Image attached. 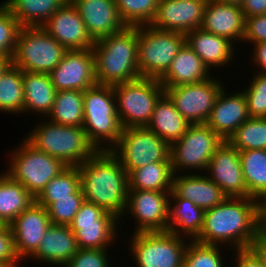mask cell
<instances>
[{
    "label": "cell",
    "mask_w": 266,
    "mask_h": 267,
    "mask_svg": "<svg viewBox=\"0 0 266 267\" xmlns=\"http://www.w3.org/2000/svg\"><path fill=\"white\" fill-rule=\"evenodd\" d=\"M195 240L207 245H229L233 253L253 248L259 240L257 200L227 197L219 205L205 210L204 224Z\"/></svg>",
    "instance_id": "6da1fadb"
},
{
    "label": "cell",
    "mask_w": 266,
    "mask_h": 267,
    "mask_svg": "<svg viewBox=\"0 0 266 267\" xmlns=\"http://www.w3.org/2000/svg\"><path fill=\"white\" fill-rule=\"evenodd\" d=\"M84 200L118 219L123 217L128 196V173L110 150L96 151L78 165Z\"/></svg>",
    "instance_id": "7a4b0ae2"
},
{
    "label": "cell",
    "mask_w": 266,
    "mask_h": 267,
    "mask_svg": "<svg viewBox=\"0 0 266 267\" xmlns=\"http://www.w3.org/2000/svg\"><path fill=\"white\" fill-rule=\"evenodd\" d=\"M92 51L97 84L113 86L140 78L138 27L126 26L118 33L96 40Z\"/></svg>",
    "instance_id": "3957f363"
},
{
    "label": "cell",
    "mask_w": 266,
    "mask_h": 267,
    "mask_svg": "<svg viewBox=\"0 0 266 267\" xmlns=\"http://www.w3.org/2000/svg\"><path fill=\"white\" fill-rule=\"evenodd\" d=\"M83 128L97 151L111 150L122 132L112 86L96 84L84 91ZM107 143V144H106ZM107 145V146H106Z\"/></svg>",
    "instance_id": "277c9868"
},
{
    "label": "cell",
    "mask_w": 266,
    "mask_h": 267,
    "mask_svg": "<svg viewBox=\"0 0 266 267\" xmlns=\"http://www.w3.org/2000/svg\"><path fill=\"white\" fill-rule=\"evenodd\" d=\"M25 140L39 151L61 160L66 166H78L97 150L89 142L83 127L43 121L35 125Z\"/></svg>",
    "instance_id": "5b68a950"
},
{
    "label": "cell",
    "mask_w": 266,
    "mask_h": 267,
    "mask_svg": "<svg viewBox=\"0 0 266 267\" xmlns=\"http://www.w3.org/2000/svg\"><path fill=\"white\" fill-rule=\"evenodd\" d=\"M112 88L117 115L123 129L146 127L151 121L157 101L165 93L157 78L147 77L115 84Z\"/></svg>",
    "instance_id": "8992f818"
},
{
    "label": "cell",
    "mask_w": 266,
    "mask_h": 267,
    "mask_svg": "<svg viewBox=\"0 0 266 267\" xmlns=\"http://www.w3.org/2000/svg\"><path fill=\"white\" fill-rule=\"evenodd\" d=\"M9 155L11 162L8 169L3 172L24 186L35 198L67 167L61 160L37 150L25 139L20 147H16Z\"/></svg>",
    "instance_id": "52a82bcc"
},
{
    "label": "cell",
    "mask_w": 266,
    "mask_h": 267,
    "mask_svg": "<svg viewBox=\"0 0 266 267\" xmlns=\"http://www.w3.org/2000/svg\"><path fill=\"white\" fill-rule=\"evenodd\" d=\"M67 51L43 27H21L11 61L22 71L49 74Z\"/></svg>",
    "instance_id": "ba28073f"
},
{
    "label": "cell",
    "mask_w": 266,
    "mask_h": 267,
    "mask_svg": "<svg viewBox=\"0 0 266 267\" xmlns=\"http://www.w3.org/2000/svg\"><path fill=\"white\" fill-rule=\"evenodd\" d=\"M185 43V35L138 26V69L140 77L159 79Z\"/></svg>",
    "instance_id": "9c48e42d"
},
{
    "label": "cell",
    "mask_w": 266,
    "mask_h": 267,
    "mask_svg": "<svg viewBox=\"0 0 266 267\" xmlns=\"http://www.w3.org/2000/svg\"><path fill=\"white\" fill-rule=\"evenodd\" d=\"M129 174L154 162H171L170 145L147 127L122 129L117 144L110 150Z\"/></svg>",
    "instance_id": "30bf717a"
},
{
    "label": "cell",
    "mask_w": 266,
    "mask_h": 267,
    "mask_svg": "<svg viewBox=\"0 0 266 267\" xmlns=\"http://www.w3.org/2000/svg\"><path fill=\"white\" fill-rule=\"evenodd\" d=\"M132 235L129 249L138 267H183L188 245L185 237L169 231L136 232Z\"/></svg>",
    "instance_id": "8fae6325"
},
{
    "label": "cell",
    "mask_w": 266,
    "mask_h": 267,
    "mask_svg": "<svg viewBox=\"0 0 266 267\" xmlns=\"http://www.w3.org/2000/svg\"><path fill=\"white\" fill-rule=\"evenodd\" d=\"M224 140L206 123L190 124L186 133L170 145V160L174 174L185 170H207L214 152ZM180 170V171H179Z\"/></svg>",
    "instance_id": "7c38bea8"
},
{
    "label": "cell",
    "mask_w": 266,
    "mask_h": 267,
    "mask_svg": "<svg viewBox=\"0 0 266 267\" xmlns=\"http://www.w3.org/2000/svg\"><path fill=\"white\" fill-rule=\"evenodd\" d=\"M120 222L112 213L84 201L69 227L75 233L80 249H108L117 238Z\"/></svg>",
    "instance_id": "4fadbf2b"
},
{
    "label": "cell",
    "mask_w": 266,
    "mask_h": 267,
    "mask_svg": "<svg viewBox=\"0 0 266 267\" xmlns=\"http://www.w3.org/2000/svg\"><path fill=\"white\" fill-rule=\"evenodd\" d=\"M223 86L220 79L212 76L199 83L164 87V90L189 124H202L208 120Z\"/></svg>",
    "instance_id": "5bb4252c"
},
{
    "label": "cell",
    "mask_w": 266,
    "mask_h": 267,
    "mask_svg": "<svg viewBox=\"0 0 266 267\" xmlns=\"http://www.w3.org/2000/svg\"><path fill=\"white\" fill-rule=\"evenodd\" d=\"M171 192L128 189L126 209L137 224L136 232L168 231Z\"/></svg>",
    "instance_id": "9a60e30c"
},
{
    "label": "cell",
    "mask_w": 266,
    "mask_h": 267,
    "mask_svg": "<svg viewBox=\"0 0 266 267\" xmlns=\"http://www.w3.org/2000/svg\"><path fill=\"white\" fill-rule=\"evenodd\" d=\"M49 76L57 91H85L96 85L92 48L68 50Z\"/></svg>",
    "instance_id": "2e32d148"
},
{
    "label": "cell",
    "mask_w": 266,
    "mask_h": 267,
    "mask_svg": "<svg viewBox=\"0 0 266 267\" xmlns=\"http://www.w3.org/2000/svg\"><path fill=\"white\" fill-rule=\"evenodd\" d=\"M51 224L47 209L36 201L9 224L15 252L20 262L30 258L37 251Z\"/></svg>",
    "instance_id": "e0dca14e"
},
{
    "label": "cell",
    "mask_w": 266,
    "mask_h": 267,
    "mask_svg": "<svg viewBox=\"0 0 266 267\" xmlns=\"http://www.w3.org/2000/svg\"><path fill=\"white\" fill-rule=\"evenodd\" d=\"M42 27L67 50H87L95 43L71 0L54 12Z\"/></svg>",
    "instance_id": "ac0fdd59"
},
{
    "label": "cell",
    "mask_w": 266,
    "mask_h": 267,
    "mask_svg": "<svg viewBox=\"0 0 266 267\" xmlns=\"http://www.w3.org/2000/svg\"><path fill=\"white\" fill-rule=\"evenodd\" d=\"M206 171L228 197H248L239 151L227 141L214 152Z\"/></svg>",
    "instance_id": "d6986e66"
},
{
    "label": "cell",
    "mask_w": 266,
    "mask_h": 267,
    "mask_svg": "<svg viewBox=\"0 0 266 267\" xmlns=\"http://www.w3.org/2000/svg\"><path fill=\"white\" fill-rule=\"evenodd\" d=\"M208 0H159L152 27L186 35L201 27Z\"/></svg>",
    "instance_id": "ffe728a7"
},
{
    "label": "cell",
    "mask_w": 266,
    "mask_h": 267,
    "mask_svg": "<svg viewBox=\"0 0 266 267\" xmlns=\"http://www.w3.org/2000/svg\"><path fill=\"white\" fill-rule=\"evenodd\" d=\"M94 41L123 30L115 0H71Z\"/></svg>",
    "instance_id": "44dd1931"
},
{
    "label": "cell",
    "mask_w": 266,
    "mask_h": 267,
    "mask_svg": "<svg viewBox=\"0 0 266 267\" xmlns=\"http://www.w3.org/2000/svg\"><path fill=\"white\" fill-rule=\"evenodd\" d=\"M224 86L218 94L206 124L224 141L250 118L242 91L228 95Z\"/></svg>",
    "instance_id": "7402d4cb"
},
{
    "label": "cell",
    "mask_w": 266,
    "mask_h": 267,
    "mask_svg": "<svg viewBox=\"0 0 266 267\" xmlns=\"http://www.w3.org/2000/svg\"><path fill=\"white\" fill-rule=\"evenodd\" d=\"M245 17L241 6L208 0L203 13L201 27L204 31L224 37L234 46L243 42Z\"/></svg>",
    "instance_id": "603a6c76"
},
{
    "label": "cell",
    "mask_w": 266,
    "mask_h": 267,
    "mask_svg": "<svg viewBox=\"0 0 266 267\" xmlns=\"http://www.w3.org/2000/svg\"><path fill=\"white\" fill-rule=\"evenodd\" d=\"M195 171L184 175L174 174L172 190L183 199L190 200L204 210L213 208L228 196L206 174L196 175ZM188 174V175H187ZM204 174V176L202 175Z\"/></svg>",
    "instance_id": "cb8c5ba5"
},
{
    "label": "cell",
    "mask_w": 266,
    "mask_h": 267,
    "mask_svg": "<svg viewBox=\"0 0 266 267\" xmlns=\"http://www.w3.org/2000/svg\"><path fill=\"white\" fill-rule=\"evenodd\" d=\"M78 250L75 233L69 226L51 224L30 259L63 267Z\"/></svg>",
    "instance_id": "d4e9b609"
},
{
    "label": "cell",
    "mask_w": 266,
    "mask_h": 267,
    "mask_svg": "<svg viewBox=\"0 0 266 267\" xmlns=\"http://www.w3.org/2000/svg\"><path fill=\"white\" fill-rule=\"evenodd\" d=\"M185 42L203 60L204 64L212 71V67H226L235 54L233 42L197 28L185 35ZM234 47V48H233ZM234 50V51H233Z\"/></svg>",
    "instance_id": "484cf974"
},
{
    "label": "cell",
    "mask_w": 266,
    "mask_h": 267,
    "mask_svg": "<svg viewBox=\"0 0 266 267\" xmlns=\"http://www.w3.org/2000/svg\"><path fill=\"white\" fill-rule=\"evenodd\" d=\"M209 71L203 60L185 42L168 70L158 80L163 87L199 83L212 77Z\"/></svg>",
    "instance_id": "4316f807"
},
{
    "label": "cell",
    "mask_w": 266,
    "mask_h": 267,
    "mask_svg": "<svg viewBox=\"0 0 266 267\" xmlns=\"http://www.w3.org/2000/svg\"><path fill=\"white\" fill-rule=\"evenodd\" d=\"M170 198L168 231L181 237L187 236L186 240L189 237L195 240L202 230L205 210L190 200L180 198L173 190Z\"/></svg>",
    "instance_id": "83f0119b"
},
{
    "label": "cell",
    "mask_w": 266,
    "mask_h": 267,
    "mask_svg": "<svg viewBox=\"0 0 266 267\" xmlns=\"http://www.w3.org/2000/svg\"><path fill=\"white\" fill-rule=\"evenodd\" d=\"M189 126V122L164 93L157 101L151 121L146 127L171 145L186 133Z\"/></svg>",
    "instance_id": "f1b7e54d"
},
{
    "label": "cell",
    "mask_w": 266,
    "mask_h": 267,
    "mask_svg": "<svg viewBox=\"0 0 266 267\" xmlns=\"http://www.w3.org/2000/svg\"><path fill=\"white\" fill-rule=\"evenodd\" d=\"M23 90V112L31 111V113L34 112L46 119L52 109L57 92L49 74L23 71Z\"/></svg>",
    "instance_id": "f546056e"
},
{
    "label": "cell",
    "mask_w": 266,
    "mask_h": 267,
    "mask_svg": "<svg viewBox=\"0 0 266 267\" xmlns=\"http://www.w3.org/2000/svg\"><path fill=\"white\" fill-rule=\"evenodd\" d=\"M67 0H5L2 4L21 27H42Z\"/></svg>",
    "instance_id": "4dcf8cb0"
},
{
    "label": "cell",
    "mask_w": 266,
    "mask_h": 267,
    "mask_svg": "<svg viewBox=\"0 0 266 267\" xmlns=\"http://www.w3.org/2000/svg\"><path fill=\"white\" fill-rule=\"evenodd\" d=\"M173 178L171 162H154L128 174V189L171 192Z\"/></svg>",
    "instance_id": "1f68e13d"
},
{
    "label": "cell",
    "mask_w": 266,
    "mask_h": 267,
    "mask_svg": "<svg viewBox=\"0 0 266 267\" xmlns=\"http://www.w3.org/2000/svg\"><path fill=\"white\" fill-rule=\"evenodd\" d=\"M33 202L35 197L24 186L0 173V224L9 225Z\"/></svg>",
    "instance_id": "d6a6232c"
},
{
    "label": "cell",
    "mask_w": 266,
    "mask_h": 267,
    "mask_svg": "<svg viewBox=\"0 0 266 267\" xmlns=\"http://www.w3.org/2000/svg\"><path fill=\"white\" fill-rule=\"evenodd\" d=\"M83 95L80 90L57 91L47 119L65 126L82 127L84 124Z\"/></svg>",
    "instance_id": "836d02e7"
},
{
    "label": "cell",
    "mask_w": 266,
    "mask_h": 267,
    "mask_svg": "<svg viewBox=\"0 0 266 267\" xmlns=\"http://www.w3.org/2000/svg\"><path fill=\"white\" fill-rule=\"evenodd\" d=\"M248 198L266 195V150L239 151Z\"/></svg>",
    "instance_id": "e575fe53"
},
{
    "label": "cell",
    "mask_w": 266,
    "mask_h": 267,
    "mask_svg": "<svg viewBox=\"0 0 266 267\" xmlns=\"http://www.w3.org/2000/svg\"><path fill=\"white\" fill-rule=\"evenodd\" d=\"M0 111H24L23 71L12 64L0 76Z\"/></svg>",
    "instance_id": "d590c367"
},
{
    "label": "cell",
    "mask_w": 266,
    "mask_h": 267,
    "mask_svg": "<svg viewBox=\"0 0 266 267\" xmlns=\"http://www.w3.org/2000/svg\"><path fill=\"white\" fill-rule=\"evenodd\" d=\"M227 142L238 151L266 150V118L250 117L235 130Z\"/></svg>",
    "instance_id": "8d00e7d4"
},
{
    "label": "cell",
    "mask_w": 266,
    "mask_h": 267,
    "mask_svg": "<svg viewBox=\"0 0 266 267\" xmlns=\"http://www.w3.org/2000/svg\"><path fill=\"white\" fill-rule=\"evenodd\" d=\"M35 201L45 207L50 221L54 225H67L73 221L81 204L85 201L82 188L63 198H35Z\"/></svg>",
    "instance_id": "74e56055"
},
{
    "label": "cell",
    "mask_w": 266,
    "mask_h": 267,
    "mask_svg": "<svg viewBox=\"0 0 266 267\" xmlns=\"http://www.w3.org/2000/svg\"><path fill=\"white\" fill-rule=\"evenodd\" d=\"M122 22L129 27L150 25L159 0H115Z\"/></svg>",
    "instance_id": "f35d334b"
},
{
    "label": "cell",
    "mask_w": 266,
    "mask_h": 267,
    "mask_svg": "<svg viewBox=\"0 0 266 267\" xmlns=\"http://www.w3.org/2000/svg\"><path fill=\"white\" fill-rule=\"evenodd\" d=\"M219 246L190 240L185 251L183 267H225Z\"/></svg>",
    "instance_id": "ab89813d"
},
{
    "label": "cell",
    "mask_w": 266,
    "mask_h": 267,
    "mask_svg": "<svg viewBox=\"0 0 266 267\" xmlns=\"http://www.w3.org/2000/svg\"><path fill=\"white\" fill-rule=\"evenodd\" d=\"M81 187L78 166H67L58 176L54 177L36 198L69 197Z\"/></svg>",
    "instance_id": "60d3db41"
},
{
    "label": "cell",
    "mask_w": 266,
    "mask_h": 267,
    "mask_svg": "<svg viewBox=\"0 0 266 267\" xmlns=\"http://www.w3.org/2000/svg\"><path fill=\"white\" fill-rule=\"evenodd\" d=\"M250 85L242 90L250 117L266 118V74L253 73Z\"/></svg>",
    "instance_id": "b9f144b4"
},
{
    "label": "cell",
    "mask_w": 266,
    "mask_h": 267,
    "mask_svg": "<svg viewBox=\"0 0 266 267\" xmlns=\"http://www.w3.org/2000/svg\"><path fill=\"white\" fill-rule=\"evenodd\" d=\"M21 26L16 18L0 4V56L12 58Z\"/></svg>",
    "instance_id": "7bdbcfd3"
},
{
    "label": "cell",
    "mask_w": 266,
    "mask_h": 267,
    "mask_svg": "<svg viewBox=\"0 0 266 267\" xmlns=\"http://www.w3.org/2000/svg\"><path fill=\"white\" fill-rule=\"evenodd\" d=\"M109 249H80L63 267H111Z\"/></svg>",
    "instance_id": "ee69618b"
},
{
    "label": "cell",
    "mask_w": 266,
    "mask_h": 267,
    "mask_svg": "<svg viewBox=\"0 0 266 267\" xmlns=\"http://www.w3.org/2000/svg\"><path fill=\"white\" fill-rule=\"evenodd\" d=\"M0 262L5 263L8 267L20 266L14 248L12 230L7 224H0Z\"/></svg>",
    "instance_id": "f6af8a7d"
},
{
    "label": "cell",
    "mask_w": 266,
    "mask_h": 267,
    "mask_svg": "<svg viewBox=\"0 0 266 267\" xmlns=\"http://www.w3.org/2000/svg\"><path fill=\"white\" fill-rule=\"evenodd\" d=\"M243 41L249 44L266 42V14L245 18Z\"/></svg>",
    "instance_id": "bcb514c9"
},
{
    "label": "cell",
    "mask_w": 266,
    "mask_h": 267,
    "mask_svg": "<svg viewBox=\"0 0 266 267\" xmlns=\"http://www.w3.org/2000/svg\"><path fill=\"white\" fill-rule=\"evenodd\" d=\"M236 267H266L263 258L253 249L236 250Z\"/></svg>",
    "instance_id": "7dc6e473"
},
{
    "label": "cell",
    "mask_w": 266,
    "mask_h": 267,
    "mask_svg": "<svg viewBox=\"0 0 266 267\" xmlns=\"http://www.w3.org/2000/svg\"><path fill=\"white\" fill-rule=\"evenodd\" d=\"M241 9L245 18L266 14V0H244Z\"/></svg>",
    "instance_id": "c3c4849f"
},
{
    "label": "cell",
    "mask_w": 266,
    "mask_h": 267,
    "mask_svg": "<svg viewBox=\"0 0 266 267\" xmlns=\"http://www.w3.org/2000/svg\"><path fill=\"white\" fill-rule=\"evenodd\" d=\"M255 49L253 50V62L258 65L256 69L258 73L266 74V42H261L253 45Z\"/></svg>",
    "instance_id": "681fc988"
},
{
    "label": "cell",
    "mask_w": 266,
    "mask_h": 267,
    "mask_svg": "<svg viewBox=\"0 0 266 267\" xmlns=\"http://www.w3.org/2000/svg\"><path fill=\"white\" fill-rule=\"evenodd\" d=\"M258 234L266 237V195L257 200Z\"/></svg>",
    "instance_id": "f907efd6"
},
{
    "label": "cell",
    "mask_w": 266,
    "mask_h": 267,
    "mask_svg": "<svg viewBox=\"0 0 266 267\" xmlns=\"http://www.w3.org/2000/svg\"><path fill=\"white\" fill-rule=\"evenodd\" d=\"M253 249L263 258L266 264V237H259Z\"/></svg>",
    "instance_id": "816d5d0a"
},
{
    "label": "cell",
    "mask_w": 266,
    "mask_h": 267,
    "mask_svg": "<svg viewBox=\"0 0 266 267\" xmlns=\"http://www.w3.org/2000/svg\"><path fill=\"white\" fill-rule=\"evenodd\" d=\"M12 64L11 58L7 56H0V76Z\"/></svg>",
    "instance_id": "f5cc1de1"
},
{
    "label": "cell",
    "mask_w": 266,
    "mask_h": 267,
    "mask_svg": "<svg viewBox=\"0 0 266 267\" xmlns=\"http://www.w3.org/2000/svg\"><path fill=\"white\" fill-rule=\"evenodd\" d=\"M213 1L241 6L244 0H213Z\"/></svg>",
    "instance_id": "db71d44e"
},
{
    "label": "cell",
    "mask_w": 266,
    "mask_h": 267,
    "mask_svg": "<svg viewBox=\"0 0 266 267\" xmlns=\"http://www.w3.org/2000/svg\"><path fill=\"white\" fill-rule=\"evenodd\" d=\"M0 267H8L5 263L0 262Z\"/></svg>",
    "instance_id": "11a10c76"
}]
</instances>
